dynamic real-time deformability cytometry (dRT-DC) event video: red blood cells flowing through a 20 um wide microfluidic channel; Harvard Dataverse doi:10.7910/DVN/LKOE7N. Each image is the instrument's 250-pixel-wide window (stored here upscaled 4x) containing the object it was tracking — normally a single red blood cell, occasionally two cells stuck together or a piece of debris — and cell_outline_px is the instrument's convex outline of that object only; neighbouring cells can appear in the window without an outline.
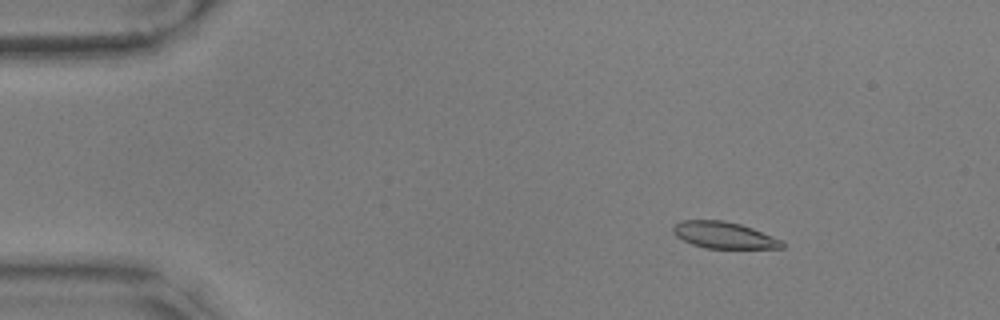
{"species": "common noctule bat (a hibernating species)", "species_latin": "Nyctalus noctula", "temperature_condition": "warm", "stored_images_in_passage": 18, "camera_frame_rate_fps": 3000, "um_per_image_px": 0.085, "animal": {"sex": "male", "body_mass_g": 17.9, "forearm_length_mm": 54.2}, "frame": {"image": 1, "passage_image": 5, "time_ms": 1.333, "image_size_px": [1000, 320], "cell_outline_px": [[784, 248], [704, 248], [692, 244], [676, 236], [672, 232], [672, 228], [680, 220], [724, 220], [740, 224], [752, 228], [784, 240]], "centroid_in_image_um": [61.55, 19.98], "position_along_channel_um": 23.5, "area_um2": 16.94}}
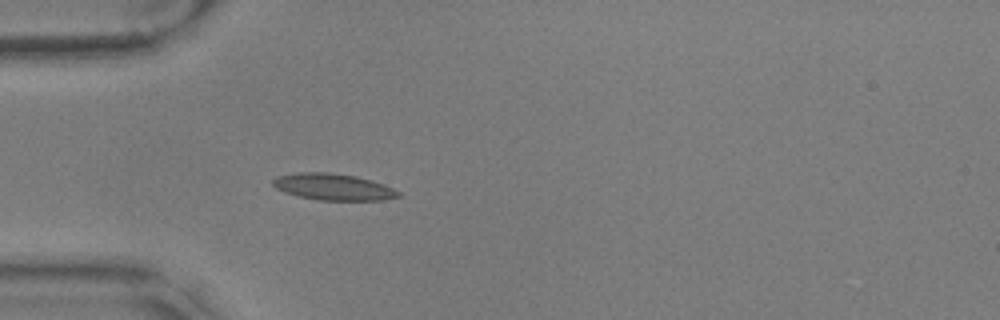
{"frame": {"image": 2, "passage_image": 14, "time_ms": 4.333, "image_size_px": [1000, 320], "cell_outline_px": [[400, 196], [384, 200], [320, 200], [300, 196], [284, 192], [276, 188], [272, 184], [272, 180], [280, 176], [296, 172], [328, 172], [356, 176], [372, 180], [384, 184], [400, 192]], "centroid_in_image_um": [28.34, 15.88], "position_along_channel_um": 56.7, "area_um2": 19.31}}